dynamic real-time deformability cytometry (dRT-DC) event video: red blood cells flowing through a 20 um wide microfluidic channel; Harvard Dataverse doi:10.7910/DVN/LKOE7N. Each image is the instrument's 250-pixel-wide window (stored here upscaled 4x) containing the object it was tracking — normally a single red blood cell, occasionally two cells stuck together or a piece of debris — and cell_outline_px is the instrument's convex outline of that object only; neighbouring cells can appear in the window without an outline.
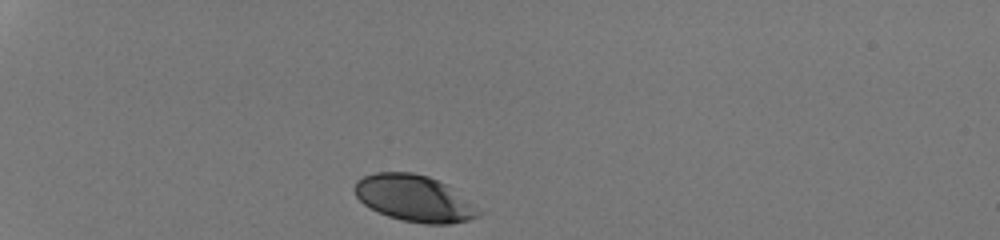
{"species": "human", "species_latin": "Homo sapiens", "temperature_condition": "room temperature", "stored_images_in_passage": 30, "camera_frame_rate_fps": 3000, "um_per_image_px": 0.085, "donor": {"sex": "male"}, "frame": {"image": 1, "passage_image": 1, "time_ms": 0.0, "image_size_px": [1000, 240], "cell_outline_px": [[484, 212], [480, 216], [468, 220], [452, 224], [424, 224], [400, 220], [388, 216], [364, 204], [356, 196], [352, 188], [356, 180], [364, 176], [376, 172], [412, 172], [428, 176], [448, 184]], "centroid_in_image_um": [35.24, 16.86], "position_along_channel_um": 49.8, "area_um2": 33.93}}
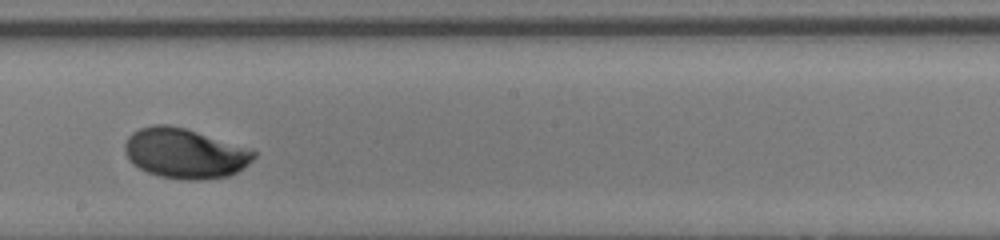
{"frame": {"image": 2, "passage_image": 18, "time_ms": 5.667, "image_size_px": [1000, 240], "cell_outline_px": [[256, 156], [248, 164], [236, 172], [228, 176], [200, 180], [188, 180], [160, 176], [148, 172], [132, 164], [124, 152], [124, 144], [128, 136], [132, 132], [140, 128], [152, 124], [168, 124], [184, 128], [252, 148], [256, 152]], "centroid_in_image_um": [15.71, 13.02], "position_along_channel_um": 232.5, "area_um2": 37.74}}
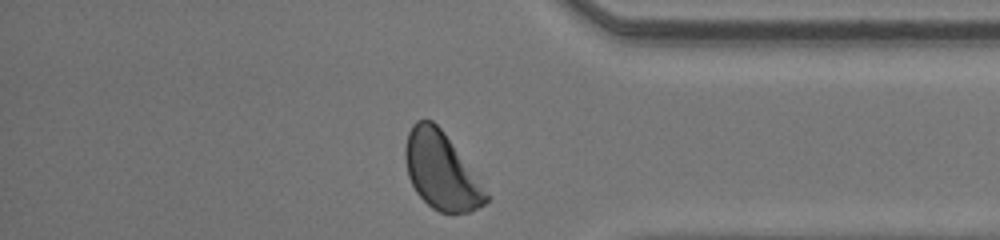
{"frame": {"image": 3, "passage_image": 30, "time_ms": 9.667, "image_size_px": [1000, 240], "cell_outline_px": [[488, 200], [484, 204], [468, 212], [440, 212], [432, 208], [416, 192], [408, 176], [404, 160], [404, 148], [408, 132], [412, 124], [416, 120], [432, 120], [440, 128], [488, 196]], "centroid_in_image_um": [37.41, 14.52], "position_along_channel_um": 397.8, "area_um2": 35.03}, "authors_computed_cell_mechanics": {"area_um2": 36.5296, "velocity_mm_per_s": 4.2585, "shape_relaxation_time_tau1_ms": 3.0131, "shape_relaxation_time_tau2_ms": null, "deformation_change_tau1": 0.1416, "deformation_change_tau2": null}}